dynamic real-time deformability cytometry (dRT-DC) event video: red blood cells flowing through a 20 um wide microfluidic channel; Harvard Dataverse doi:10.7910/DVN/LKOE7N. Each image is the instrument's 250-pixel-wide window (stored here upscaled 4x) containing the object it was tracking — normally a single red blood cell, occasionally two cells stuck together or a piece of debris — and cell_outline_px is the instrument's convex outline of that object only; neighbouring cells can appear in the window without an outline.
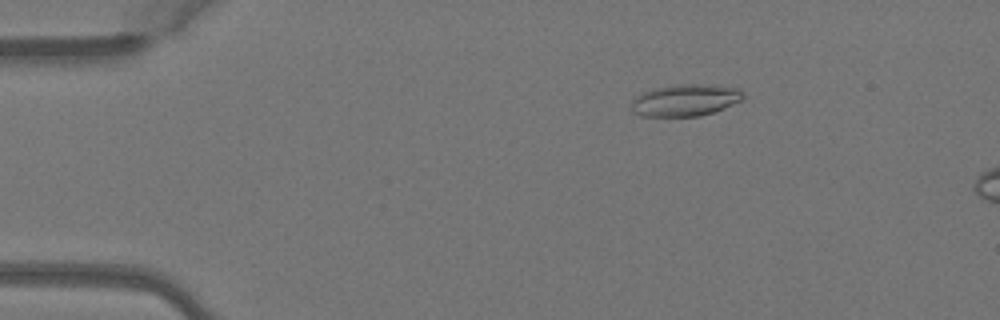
{"species": "Egyptian fruit bat (a non-hibernating species)", "species_latin": "Rousettus aegyptiacus", "temperature_condition": "warm", "stored_images_in_passage": 3, "camera_frame_rate_fps": 3000, "um_per_image_px": 0.085, "animal": {"sex": "female"}, "frame": {"image": 1, "passage_image": 1, "time_ms": 0.0, "image_size_px": [1000, 320], "cell_outline_px": [[744, 96], [740, 100], [724, 108], [700, 116], [640, 116], [632, 112], [632, 100], [636, 96], [644, 92], [656, 88], [680, 84], [696, 84], [740, 88], [744, 92]], "centroid_in_image_um": [58.24, 8.52], "position_along_channel_um": 26.8, "area_um2": 20.52}}